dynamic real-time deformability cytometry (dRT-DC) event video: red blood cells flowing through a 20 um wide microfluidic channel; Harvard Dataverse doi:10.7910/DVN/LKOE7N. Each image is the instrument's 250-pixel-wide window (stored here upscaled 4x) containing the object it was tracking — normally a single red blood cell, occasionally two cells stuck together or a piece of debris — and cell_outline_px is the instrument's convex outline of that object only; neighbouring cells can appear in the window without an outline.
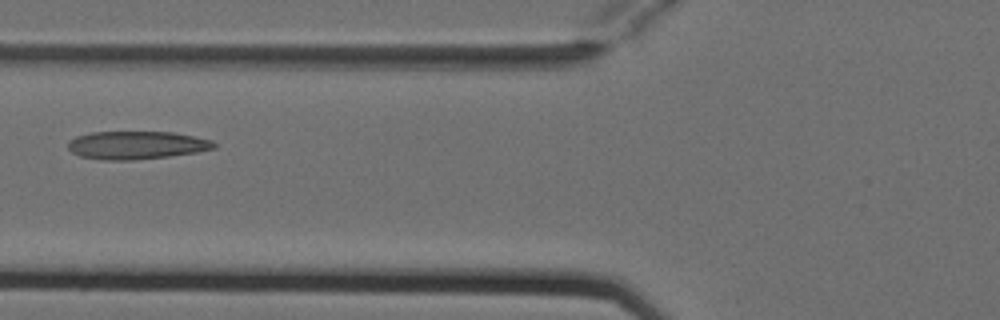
{"species": "Egyptian fruit bat (a non-hibernating species)", "species_latin": "Rousettus aegyptiacus", "temperature_condition": "cold", "stored_images_in_passage": 3, "camera_frame_rate_fps": 3000, "um_per_image_px": 0.085, "animal": {"sex": "female"}, "frame": {"image": 1, "passage_image": 3, "time_ms": 0.667, "image_size_px": [1000, 320], "cell_outline_px": [[216, 148], [196, 152], [168, 156], [132, 160], [100, 160], [80, 156], [72, 152], [68, 148], [68, 140], [76, 136], [92, 132], [172, 132], [212, 140], [216, 144]], "centroid_in_image_um": [11.57, 12.34], "position_along_channel_um": 114.2, "area_um2": 23.81}}